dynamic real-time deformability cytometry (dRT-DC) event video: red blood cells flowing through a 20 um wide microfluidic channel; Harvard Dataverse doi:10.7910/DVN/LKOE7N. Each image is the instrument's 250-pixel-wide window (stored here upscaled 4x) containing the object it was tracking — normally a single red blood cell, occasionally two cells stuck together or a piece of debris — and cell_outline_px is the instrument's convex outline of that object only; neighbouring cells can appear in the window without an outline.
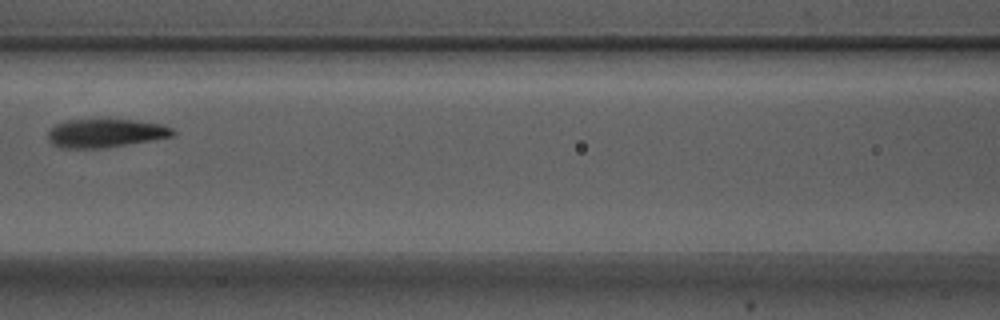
{"species": "Egyptian fruit bat (a non-hibernating species)", "species_latin": "Rousettus aegyptiacus", "temperature_condition": "warm", "stored_images_in_passage": 5, "camera_frame_rate_fps": 3000, "um_per_image_px": 0.085, "animal": {"sex": "male"}, "frame": {"image": 1, "passage_image": 3, "time_ms": 0.667, "image_size_px": [1000, 320], "cell_outline_px": [[176, 132], [172, 136], [152, 140], [100, 148], [60, 148], [52, 144], [48, 140], [48, 132], [56, 124], [68, 120], [132, 120], [160, 124], [172, 128]], "centroid_in_image_um": [8.94, 11.32], "position_along_channel_um": 157.7, "area_um2": 20.4}}
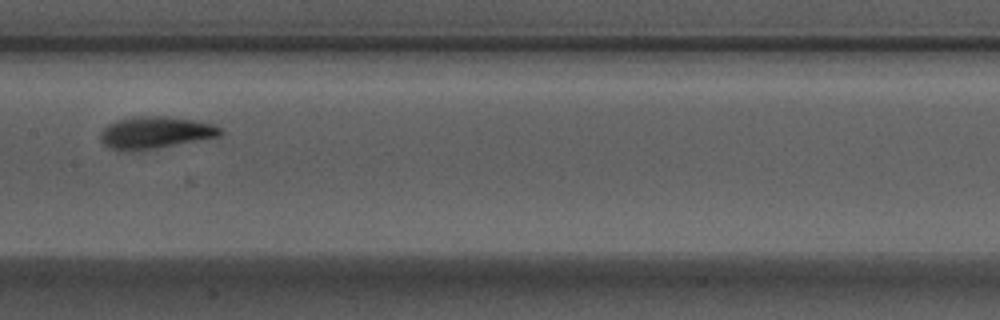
{"frame": {"image": 2, "passage_image": 4, "time_ms": 1.0, "image_size_px": [1000, 320], "cell_outline_px": [[224, 132], [220, 136], [156, 148], [124, 152], [108, 148], [100, 140], [100, 132], [108, 124], [116, 120], [136, 116], [164, 116], [192, 120], [212, 124], [220, 128]], "centroid_in_image_um": [13.14, 11.28], "position_along_channel_um": 194.3, "area_um2": 22.37}}
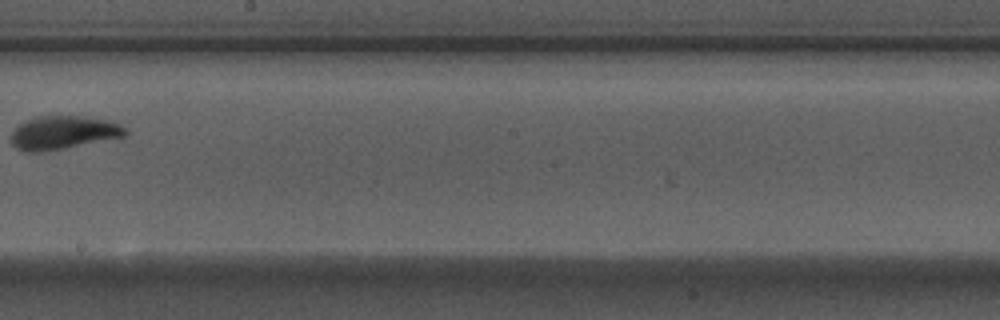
{"frame": {"image": 3, "passage_image": 5, "time_ms": 1.333, "image_size_px": [1000, 320], "cell_outline_px": [[128, 132], [124, 136], [44, 152], [24, 152], [16, 148], [12, 144], [12, 132], [20, 124], [28, 120], [40, 116], [84, 116], [112, 120], [128, 128]], "centroid_in_image_um": [5.41, 11.27], "position_along_channel_um": 242.8, "area_um2": 22.2}}